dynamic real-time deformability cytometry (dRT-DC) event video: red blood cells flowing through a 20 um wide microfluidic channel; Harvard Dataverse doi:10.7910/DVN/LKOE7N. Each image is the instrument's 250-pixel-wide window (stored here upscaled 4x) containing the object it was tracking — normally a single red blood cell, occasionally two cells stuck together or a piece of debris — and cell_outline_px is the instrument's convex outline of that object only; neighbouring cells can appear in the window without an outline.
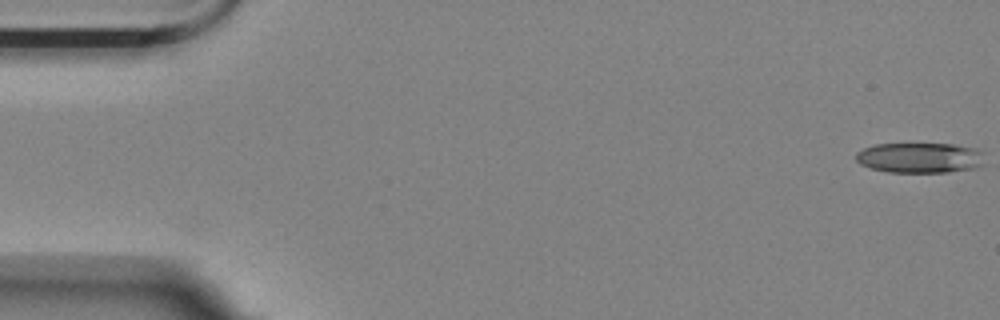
{"species": "Egyptian fruit bat (a non-hibernating species)", "species_latin": "Rousettus aegyptiacus", "temperature_condition": "room temperature", "stored_images_in_passage": 3, "camera_frame_rate_fps": 3000, "um_per_image_px": 0.085, "animal": {"sex": "female"}, "frame": {"image": 1, "passage_image": 1, "time_ms": 0.0, "image_size_px": [1000, 320], "cell_outline_px": [[984, 164], [980, 168], [948, 172], [888, 172], [872, 168], [860, 164], [856, 160], [856, 152], [864, 148], [876, 144], [952, 144], [976, 148], [980, 152]], "centroid_in_image_um": [78.2, 13.42], "position_along_channel_um": 6.8, "area_um2": 22.77}}